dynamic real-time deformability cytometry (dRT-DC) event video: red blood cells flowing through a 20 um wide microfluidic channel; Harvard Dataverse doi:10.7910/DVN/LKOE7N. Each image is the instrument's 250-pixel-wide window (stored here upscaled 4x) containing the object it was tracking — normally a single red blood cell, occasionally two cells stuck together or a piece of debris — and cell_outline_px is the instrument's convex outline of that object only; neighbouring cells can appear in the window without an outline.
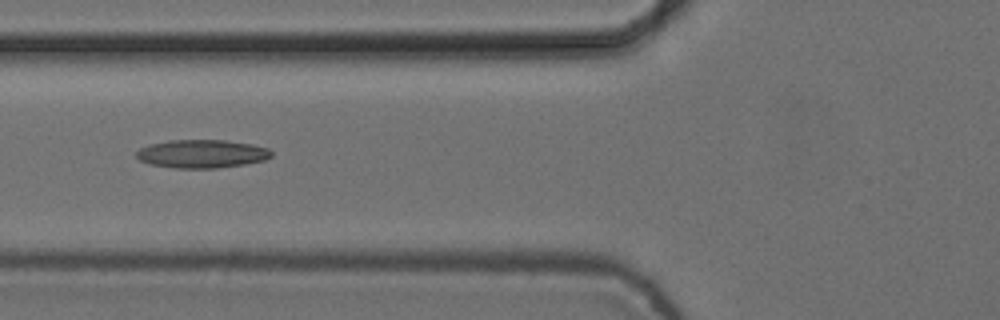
{"species": "common noctule bat (a hibernating species)", "species_latin": "Nyctalus noctula", "temperature_condition": "cold", "stored_images_in_passage": 8, "camera_frame_rate_fps": 3000, "um_per_image_px": 0.085, "animal": {"sex": "female", "body_mass_g": 24.6, "forearm_length_mm": 56.2}, "frame": {"image": 1, "passage_image": 6, "time_ms": 1.667, "image_size_px": [1000, 320], "cell_outline_px": [[272, 156], [264, 160], [244, 164], [216, 168], [176, 168], [148, 164], [140, 160], [136, 156], [136, 152], [140, 148], [148, 144], [168, 140], [224, 140], [252, 144], [268, 148], [272, 152]], "centroid_in_image_um": [17.13, 13.07], "position_along_channel_um": 108.7, "area_um2": 22.31}}
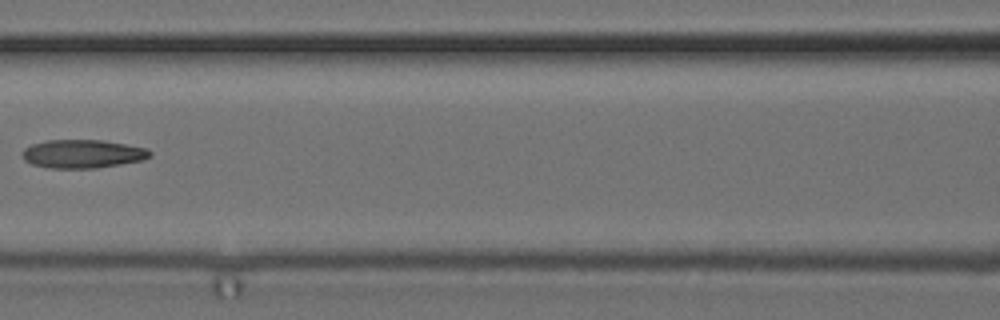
{"frame": {"image": 2, "passage_image": 7, "time_ms": 2.0, "image_size_px": [1000, 320], "cell_outline_px": [[152, 156], [140, 160], [120, 164], [96, 168], [48, 168], [32, 164], [24, 160], [20, 152], [24, 148], [32, 144], [48, 140], [100, 140], [148, 148], [152, 152]], "centroid_in_image_um": [6.99, 13.08], "position_along_channel_um": 159.6, "area_um2": 21.15}}
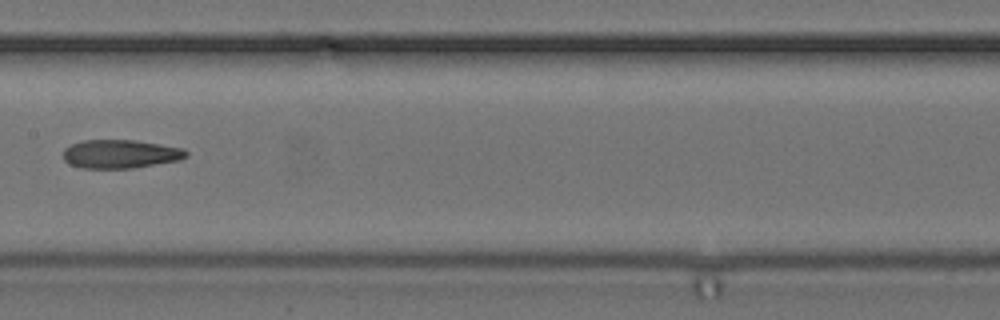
{"frame": {"image": 3, "passage_image": 8, "time_ms": 2.333, "image_size_px": [1000, 320], "cell_outline_px": [[188, 156], [180, 160], [132, 168], [80, 168], [68, 164], [64, 160], [64, 148], [72, 144], [84, 140], [136, 140], [184, 148], [188, 152]], "centroid_in_image_um": [10.24, 13.09], "position_along_channel_um": 197.2, "area_um2": 20.58}}